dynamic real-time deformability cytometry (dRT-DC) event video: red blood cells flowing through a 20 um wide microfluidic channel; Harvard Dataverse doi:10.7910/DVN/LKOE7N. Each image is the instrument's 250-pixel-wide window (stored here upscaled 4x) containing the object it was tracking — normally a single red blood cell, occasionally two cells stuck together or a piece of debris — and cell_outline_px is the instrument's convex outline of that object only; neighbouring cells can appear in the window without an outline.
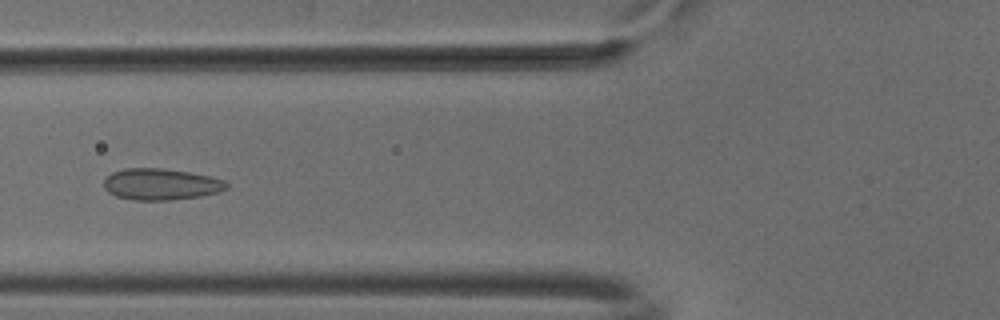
{"species": "common noctule bat (a hibernating species)", "species_latin": "Nyctalus noctula", "temperature_condition": "cold", "stored_images_in_passage": 52, "camera_frame_rate_fps": 3000, "um_per_image_px": 0.085, "animal": {"sex": "male", "body_mass_g": 18.8}, "frame": {"image": 1, "passage_image": 20, "time_ms": 6.333, "image_size_px": [1000, 320], "cell_outline_px": [[228, 188], [220, 192], [200, 196], [172, 200], [132, 200], [116, 196], [108, 192], [104, 188], [104, 180], [112, 172], [124, 168], [164, 168], [188, 172], [208, 176], [224, 180], [228, 184]], "centroid_in_image_um": [13.67, 15.66], "position_along_channel_um": 112.1, "area_um2": 22.54}}
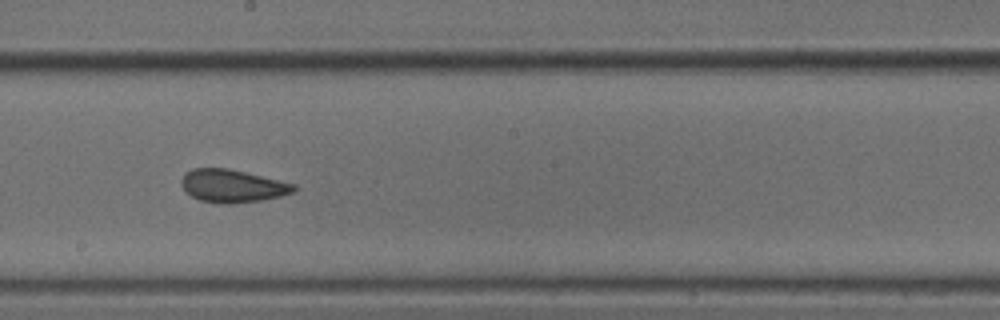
{"frame": {"image": 2, "passage_image": 29, "time_ms": 9.333, "image_size_px": [1000, 320], "cell_outline_px": [[296, 192], [280, 196], [260, 200], [228, 204], [224, 204], [200, 200], [184, 192], [180, 184], [180, 180], [184, 172], [192, 168], [228, 168], [296, 184]], "centroid_in_image_um": [19.71, 15.8], "position_along_channel_um": 228.5, "area_um2": 21.68}}
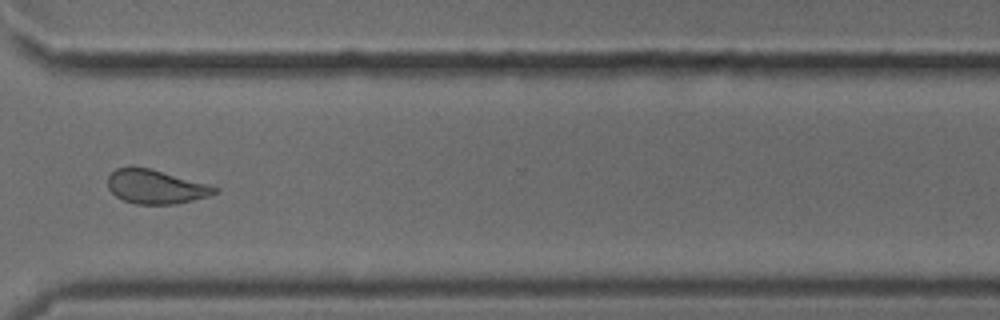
{"frame": {"image": 3, "passage_image": 39, "time_ms": 12.667, "image_size_px": [1000, 320], "cell_outline_px": [[220, 192], [208, 196], [176, 204], [136, 204], [124, 200], [116, 196], [108, 188], [108, 176], [116, 168], [148, 168], [208, 184], [220, 188]], "centroid_in_image_um": [13.26, 15.89], "position_along_channel_um": 357.3, "area_um2": 20.87}, "authors_computed_cell_mechanics": {"area_um2": 21.964, "velocity_mm_per_s": 3.8676, "shape_relaxation_time_tau1_ms": null, "shape_relaxation_time_tau2_ms": 1.3281, "deformation_change_tau1": null, "deformation_change_tau2": 0.0558}}